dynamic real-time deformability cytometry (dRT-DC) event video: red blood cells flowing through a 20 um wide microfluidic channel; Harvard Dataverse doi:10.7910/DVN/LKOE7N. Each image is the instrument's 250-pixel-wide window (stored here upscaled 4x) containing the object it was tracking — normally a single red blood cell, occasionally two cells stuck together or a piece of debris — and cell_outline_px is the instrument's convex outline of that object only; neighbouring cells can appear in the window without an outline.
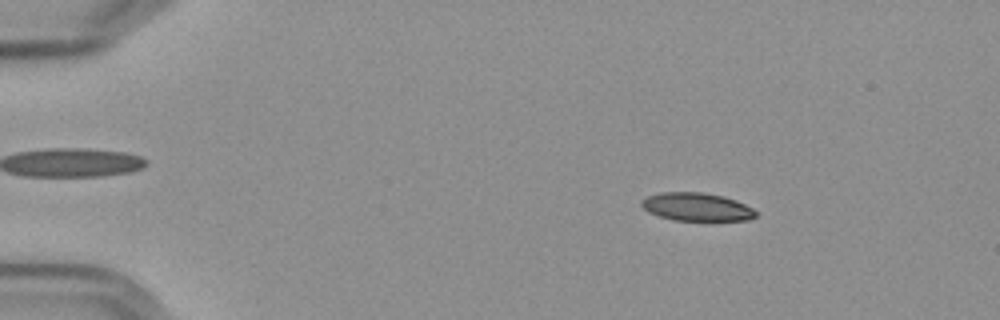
{"species": "Egyptian fruit bat (a non-hibernating species)", "species_latin": "Rousettus aegyptiacus", "temperature_condition": "cold", "stored_images_in_passage": 51, "camera_frame_rate_fps": 3000, "um_per_image_px": 0.085, "frame": {"image": 1, "passage_image": 3, "time_ms": 0.667, "image_size_px": [1000, 320], "cell_outline_px": [[756, 216], [748, 220], [672, 220], [648, 212], [640, 204], [640, 200], [648, 196], [660, 192], [704, 192], [724, 196], [736, 200], [752, 208], [756, 212]], "centroid_in_image_um": [59.2, 17.57], "position_along_channel_um": 25.8, "area_um2": 18.73}}
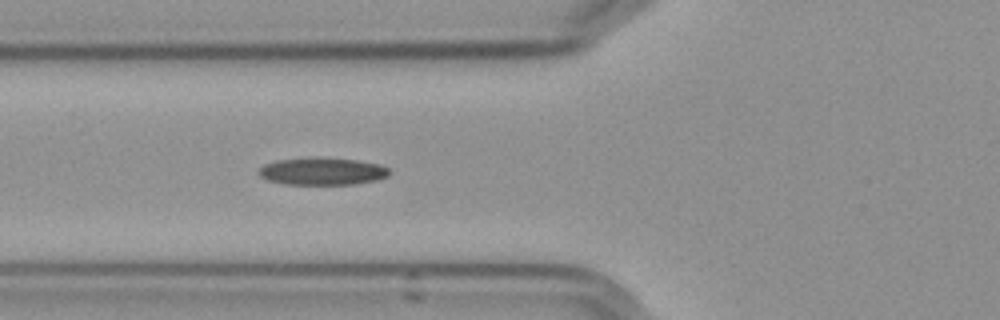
{"frame": {"image": 2, "passage_image": 16, "time_ms": 5.0, "image_size_px": [1000, 320], "cell_outline_px": [[392, 172], [388, 176], [376, 180], [356, 184], [284, 184], [268, 180], [260, 176], [256, 172], [264, 164], [276, 160], [356, 160], [380, 164], [388, 168]], "centroid_in_image_um": [27.42, 14.61], "position_along_channel_um": 98.4, "area_um2": 20.0}}
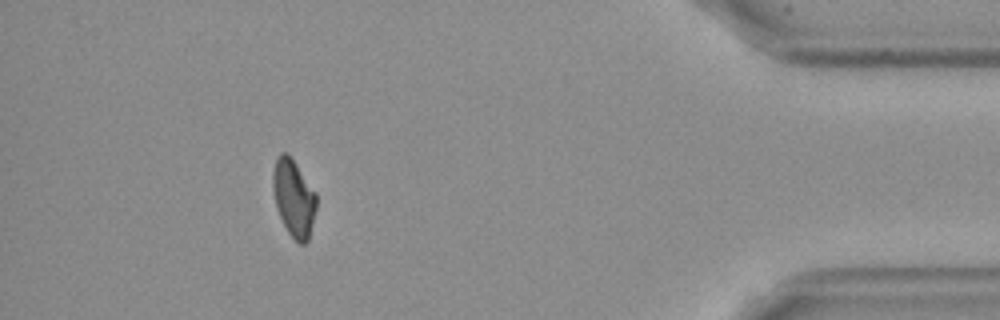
{"frame": {"image": 3, "passage_image": 46, "time_ms": 15.0, "image_size_px": [1000, 320], "cell_outline_px": [[316, 208], [308, 240], [304, 244], [300, 244], [288, 232], [276, 208], [272, 188], [272, 172], [276, 156], [280, 152], [284, 152], [296, 164], [316, 192]], "centroid_in_image_um": [24.94, 16.81], "position_along_channel_um": 410.3, "area_um2": 19.42}}